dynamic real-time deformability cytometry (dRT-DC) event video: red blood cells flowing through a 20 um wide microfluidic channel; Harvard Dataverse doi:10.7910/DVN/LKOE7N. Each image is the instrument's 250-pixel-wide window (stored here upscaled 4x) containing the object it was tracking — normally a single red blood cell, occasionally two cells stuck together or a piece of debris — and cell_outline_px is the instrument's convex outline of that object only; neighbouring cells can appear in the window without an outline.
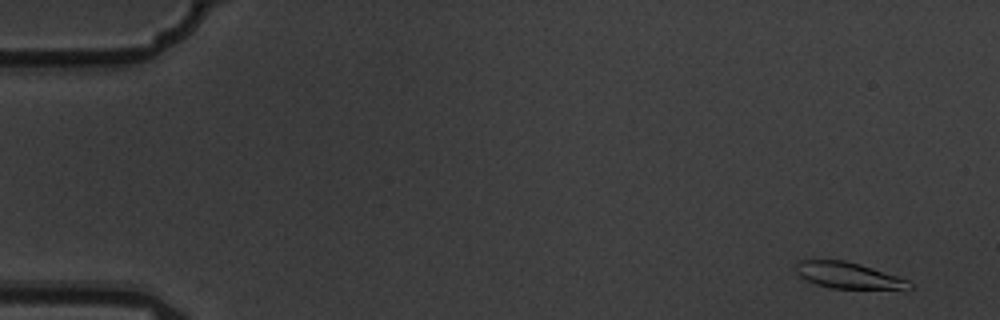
{"species": "common noctule bat (a hibernating species)", "species_latin": "Nyctalus noctula", "temperature_condition": "warm", "stored_images_in_passage": 5, "camera_frame_rate_fps": 3000, "um_per_image_px": 0.085, "animal": {"sex": "male", "body_mass_g": 19.5, "forearm_length_mm": 54.6}, "frame": {"image": 1, "passage_image": 1, "time_ms": 0.0, "image_size_px": [1000, 320], "cell_outline_px": [[916, 288], [904, 292], [832, 288], [816, 284], [800, 276], [796, 272], [796, 264], [800, 260], [844, 260], [860, 264], [908, 280]], "centroid_in_image_um": [72.28, 23.48], "position_along_channel_um": 12.7, "area_um2": 18.09}}
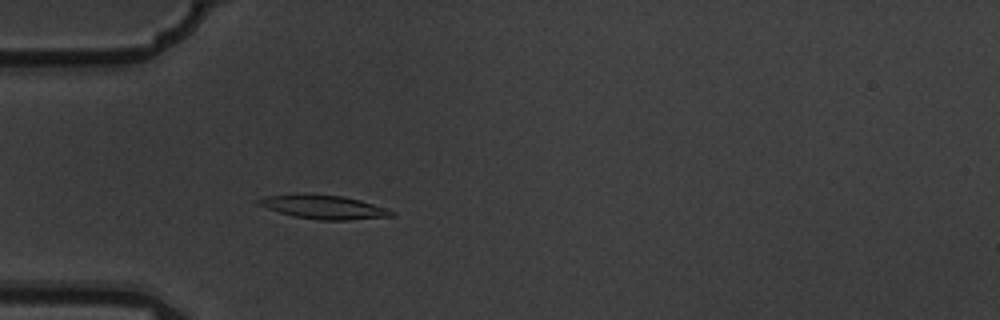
{"frame": {"image": 2, "passage_image": 5, "time_ms": 1.333, "image_size_px": [1000, 320], "cell_outline_px": [[396, 216], [348, 220], [320, 220], [296, 216], [280, 212], [256, 204], [256, 200], [264, 196], [296, 192], [304, 192], [344, 196], [360, 200], [396, 212]], "centroid_in_image_um": [27.47, 17.56], "position_along_channel_um": 57.5, "area_um2": 18.79}}